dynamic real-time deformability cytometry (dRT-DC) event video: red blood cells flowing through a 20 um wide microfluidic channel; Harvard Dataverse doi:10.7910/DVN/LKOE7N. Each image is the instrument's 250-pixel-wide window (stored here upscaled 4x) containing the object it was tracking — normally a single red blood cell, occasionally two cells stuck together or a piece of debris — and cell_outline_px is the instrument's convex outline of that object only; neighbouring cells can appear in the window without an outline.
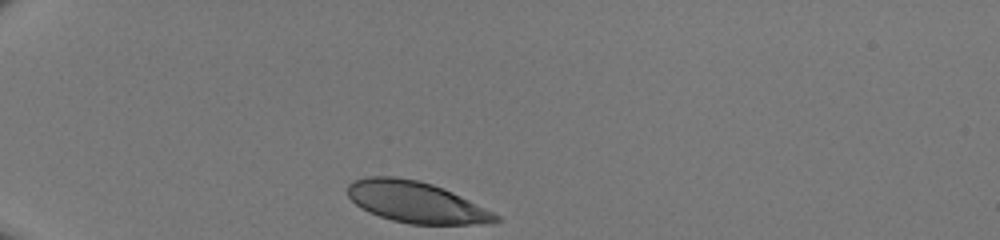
{"species": "human", "species_latin": "Homo sapiens", "temperature_condition": "room temperature", "stored_images_in_passage": 29, "camera_frame_rate_fps": 3000, "um_per_image_px": 0.085, "donor": {"sex": "male"}, "frame": {"image": 1, "passage_image": 1, "time_ms": 0.0, "image_size_px": [1000, 240], "cell_outline_px": [[500, 220], [492, 224], [408, 224], [392, 220], [368, 212], [360, 208], [348, 196], [348, 184], [352, 180], [368, 176], [396, 176], [420, 180], [444, 188], [500, 216]], "centroid_in_image_um": [35.34, 17.18], "position_along_channel_um": 49.7, "area_um2": 35.6}}
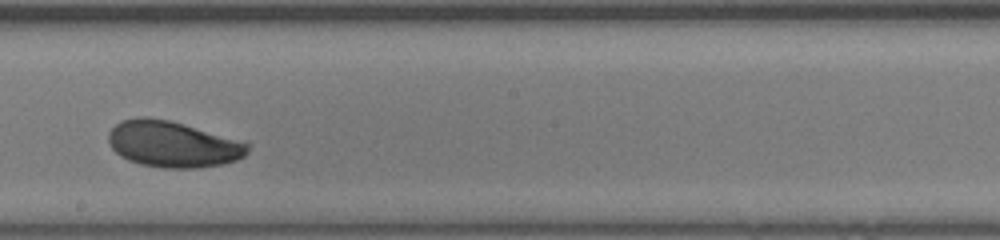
{"frame": {"image": 2, "passage_image": 17, "time_ms": 5.333, "image_size_px": [1000, 240], "cell_outline_px": [[248, 152], [244, 156], [236, 160], [224, 164], [196, 168], [164, 168], [140, 164], [128, 160], [120, 156], [112, 148], [108, 140], [108, 132], [120, 120], [140, 116], [148, 116], [168, 120], [248, 140]], "centroid_in_image_um": [14.73, 12.24], "position_along_channel_um": 233.5, "area_um2": 38.09}}
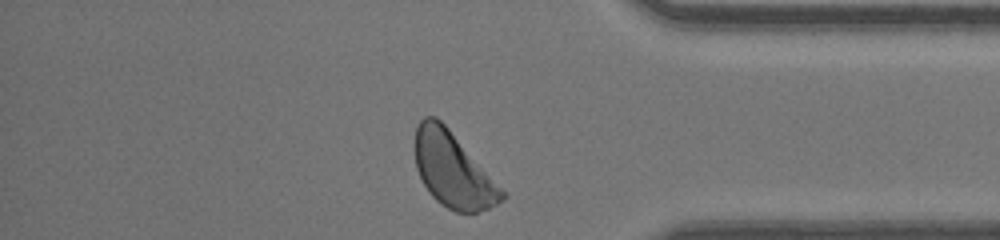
{"frame": {"image": 3, "passage_image": 29, "time_ms": 9.333, "image_size_px": [1000, 240], "cell_outline_px": [[508, 196], [496, 204], [488, 208], [476, 212], [456, 212], [440, 204], [428, 192], [416, 168], [416, 128], [420, 120], [424, 116], [436, 116], [448, 128]], "centroid_in_image_um": [38.48, 14.46], "position_along_channel_um": 396.7, "area_um2": 37.05}}